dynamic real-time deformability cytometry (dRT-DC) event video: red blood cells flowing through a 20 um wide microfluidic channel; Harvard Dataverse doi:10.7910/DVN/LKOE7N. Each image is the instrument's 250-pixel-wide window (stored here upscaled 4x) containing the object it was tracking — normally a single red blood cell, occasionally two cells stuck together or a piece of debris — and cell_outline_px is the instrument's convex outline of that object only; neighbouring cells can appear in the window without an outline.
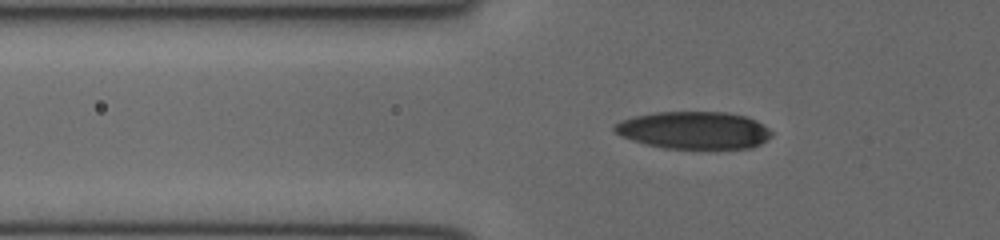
{"species": "human", "species_latin": "Homo sapiens", "temperature_condition": "cold", "stored_images_in_passage": 33, "camera_frame_rate_fps": 3000, "um_per_image_px": 0.085, "donor": {"sex": "female"}, "frame": {"image": 1, "passage_image": 2, "time_ms": 0.333, "image_size_px": [1000, 240], "cell_outline_px": [[772, 136], [760, 144], [752, 148], [664, 148], [632, 140], [616, 132], [612, 128], [620, 120], [636, 116], [656, 112], [728, 112], [748, 116], [764, 124], [772, 132]], "centroid_in_image_um": [59.04, 11.06], "position_along_channel_um": 66.8, "area_um2": 34.16}}
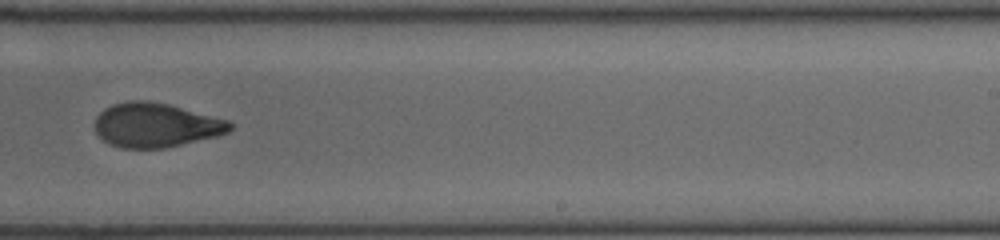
{"frame": {"image": 2, "passage_image": 17, "time_ms": 5.333, "image_size_px": [1000, 240], "cell_outline_px": [[232, 128], [228, 132], [216, 136], [164, 148], [120, 148], [108, 144], [96, 132], [96, 116], [104, 108], [112, 104], [128, 100], [148, 100], [168, 104], [228, 120], [232, 124]], "centroid_in_image_um": [13.21, 10.63], "position_along_channel_um": 275.8, "area_um2": 34.74}}
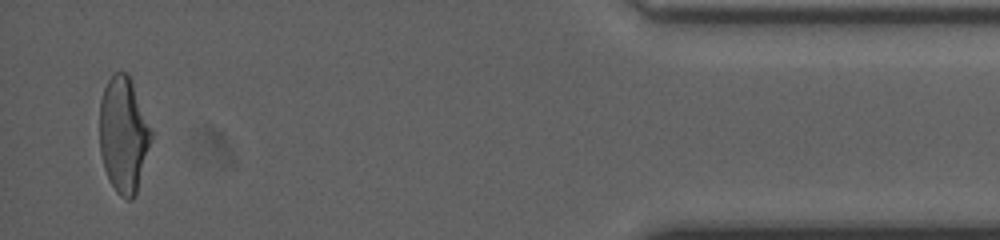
{"frame": {"image": 3, "passage_image": 31, "time_ms": 10.0, "image_size_px": [1000, 240], "cell_outline_px": [[152, 136], [136, 196], [132, 200], [128, 200], [120, 196], [116, 192], [104, 168], [100, 152], [100, 100], [104, 88], [108, 80], [116, 72], [124, 72], [128, 76], [132, 84], [152, 132]], "centroid_in_image_um": [10.48, 11.51], "position_along_channel_um": 424.7, "area_um2": 34.22}}